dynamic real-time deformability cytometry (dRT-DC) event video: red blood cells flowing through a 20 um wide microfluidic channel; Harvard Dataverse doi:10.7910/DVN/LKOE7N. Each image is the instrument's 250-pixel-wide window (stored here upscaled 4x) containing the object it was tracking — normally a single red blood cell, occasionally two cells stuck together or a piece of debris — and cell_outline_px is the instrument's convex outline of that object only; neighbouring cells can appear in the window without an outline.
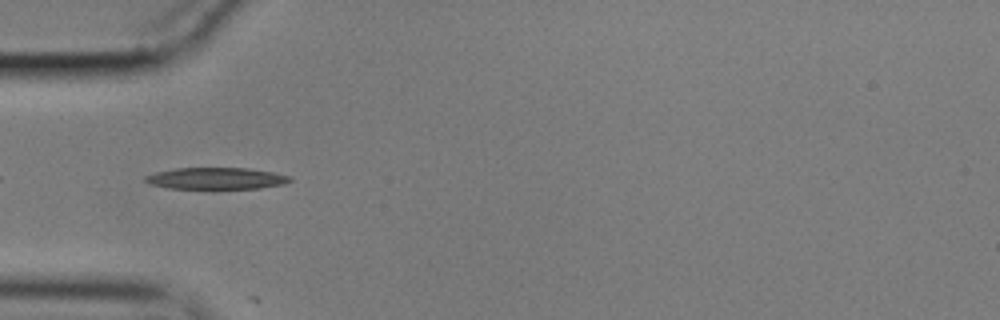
{"species": "common noctule bat (a hibernating species)", "species_latin": "Nyctalus noctula", "temperature_condition": "cold", "stored_images_in_passage": 37, "camera_frame_rate_fps": 3000, "um_per_image_px": 0.085, "animal": {"sex": "male", "body_mass_g": 17.9}, "frame": {"image": 1, "passage_image": 3, "time_ms": 0.667, "image_size_px": [1000, 320], "cell_outline_px": [[292, 180], [284, 184], [260, 188], [168, 188], [148, 184], [144, 180], [144, 176], [156, 172], [176, 168], [248, 168], [272, 172], [292, 176]], "centroid_in_image_um": [18.37, 15.16], "position_along_channel_um": 66.6, "area_um2": 18.21}}
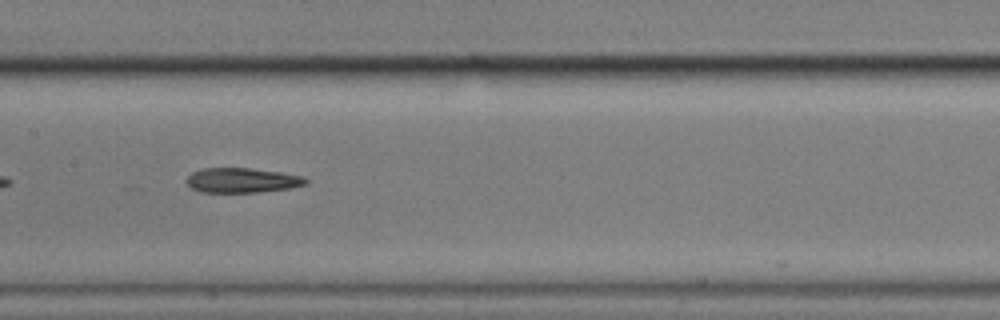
{"frame": {"image": 2, "passage_image": 13, "time_ms": 4.0, "image_size_px": [1000, 320], "cell_outline_px": [[308, 184], [288, 188], [256, 192], [200, 192], [192, 188], [184, 180], [192, 172], [204, 168], [248, 168], [280, 172], [304, 176], [308, 180]], "centroid_in_image_um": [20.57, 15.32], "position_along_channel_um": 186.8, "area_um2": 17.17}}
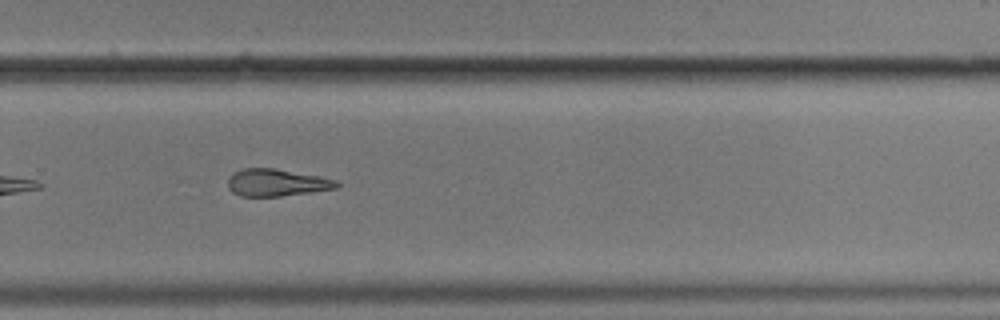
{"frame": {"image": 3, "passage_image": 23, "time_ms": 7.333, "image_size_px": [1000, 320], "cell_outline_px": [[340, 184], [336, 188], [312, 192], [280, 196], [240, 196], [232, 192], [228, 188], [228, 176], [232, 172], [244, 168], [272, 168], [320, 176], [336, 180]], "centroid_in_image_um": [23.48, 15.52], "position_along_channel_um": 306.3, "area_um2": 17.28}, "authors_computed_cell_mechanics": {"area_um2": 18.207, "velocity_mm_per_s": 3.6023, "shape_relaxation_time_tau1_ms": null, "shape_relaxation_time_tau2_ms": 7.9571, "deformation_change_tau1": null, "deformation_change_tau2": 0.1997}}